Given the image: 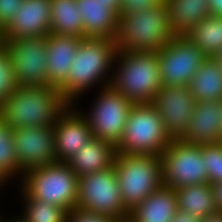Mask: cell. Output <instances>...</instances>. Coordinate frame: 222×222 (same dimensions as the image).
<instances>
[{
    "mask_svg": "<svg viewBox=\"0 0 222 222\" xmlns=\"http://www.w3.org/2000/svg\"><path fill=\"white\" fill-rule=\"evenodd\" d=\"M116 54L115 39L83 38L75 52L67 81L59 88L63 97L71 105L80 106L81 98L87 93L109 86Z\"/></svg>",
    "mask_w": 222,
    "mask_h": 222,
    "instance_id": "1",
    "label": "cell"
},
{
    "mask_svg": "<svg viewBox=\"0 0 222 222\" xmlns=\"http://www.w3.org/2000/svg\"><path fill=\"white\" fill-rule=\"evenodd\" d=\"M70 105L58 88L18 85L0 104V118L13 129L54 126Z\"/></svg>",
    "mask_w": 222,
    "mask_h": 222,
    "instance_id": "2",
    "label": "cell"
},
{
    "mask_svg": "<svg viewBox=\"0 0 222 222\" xmlns=\"http://www.w3.org/2000/svg\"><path fill=\"white\" fill-rule=\"evenodd\" d=\"M110 86L134 103H151L162 88L157 51L117 52Z\"/></svg>",
    "mask_w": 222,
    "mask_h": 222,
    "instance_id": "3",
    "label": "cell"
},
{
    "mask_svg": "<svg viewBox=\"0 0 222 222\" xmlns=\"http://www.w3.org/2000/svg\"><path fill=\"white\" fill-rule=\"evenodd\" d=\"M166 5L119 15L117 52H155L174 38Z\"/></svg>",
    "mask_w": 222,
    "mask_h": 222,
    "instance_id": "4",
    "label": "cell"
},
{
    "mask_svg": "<svg viewBox=\"0 0 222 222\" xmlns=\"http://www.w3.org/2000/svg\"><path fill=\"white\" fill-rule=\"evenodd\" d=\"M78 176L67 162H54L23 173L17 185L30 197L66 209L77 208Z\"/></svg>",
    "mask_w": 222,
    "mask_h": 222,
    "instance_id": "5",
    "label": "cell"
},
{
    "mask_svg": "<svg viewBox=\"0 0 222 222\" xmlns=\"http://www.w3.org/2000/svg\"><path fill=\"white\" fill-rule=\"evenodd\" d=\"M114 168L121 197L128 211L163 185L161 155L117 153Z\"/></svg>",
    "mask_w": 222,
    "mask_h": 222,
    "instance_id": "6",
    "label": "cell"
},
{
    "mask_svg": "<svg viewBox=\"0 0 222 222\" xmlns=\"http://www.w3.org/2000/svg\"><path fill=\"white\" fill-rule=\"evenodd\" d=\"M172 140L152 103H134L116 152L161 155Z\"/></svg>",
    "mask_w": 222,
    "mask_h": 222,
    "instance_id": "7",
    "label": "cell"
},
{
    "mask_svg": "<svg viewBox=\"0 0 222 222\" xmlns=\"http://www.w3.org/2000/svg\"><path fill=\"white\" fill-rule=\"evenodd\" d=\"M92 93L96 95L94 94L93 103L90 101L89 108L84 109L83 105L75 107L87 119L94 138L117 147L134 102L118 93L110 85Z\"/></svg>",
    "mask_w": 222,
    "mask_h": 222,
    "instance_id": "8",
    "label": "cell"
},
{
    "mask_svg": "<svg viewBox=\"0 0 222 222\" xmlns=\"http://www.w3.org/2000/svg\"><path fill=\"white\" fill-rule=\"evenodd\" d=\"M77 208L112 219L127 217L114 165L78 178Z\"/></svg>",
    "mask_w": 222,
    "mask_h": 222,
    "instance_id": "9",
    "label": "cell"
},
{
    "mask_svg": "<svg viewBox=\"0 0 222 222\" xmlns=\"http://www.w3.org/2000/svg\"><path fill=\"white\" fill-rule=\"evenodd\" d=\"M163 185L176 190L208 182L202 145L173 139L161 154Z\"/></svg>",
    "mask_w": 222,
    "mask_h": 222,
    "instance_id": "10",
    "label": "cell"
},
{
    "mask_svg": "<svg viewBox=\"0 0 222 222\" xmlns=\"http://www.w3.org/2000/svg\"><path fill=\"white\" fill-rule=\"evenodd\" d=\"M157 53L161 83L170 86H188L208 57L186 36H174Z\"/></svg>",
    "mask_w": 222,
    "mask_h": 222,
    "instance_id": "11",
    "label": "cell"
},
{
    "mask_svg": "<svg viewBox=\"0 0 222 222\" xmlns=\"http://www.w3.org/2000/svg\"><path fill=\"white\" fill-rule=\"evenodd\" d=\"M20 86L42 85L47 87L46 36L2 40Z\"/></svg>",
    "mask_w": 222,
    "mask_h": 222,
    "instance_id": "12",
    "label": "cell"
},
{
    "mask_svg": "<svg viewBox=\"0 0 222 222\" xmlns=\"http://www.w3.org/2000/svg\"><path fill=\"white\" fill-rule=\"evenodd\" d=\"M19 163V181L25 171L56 162L54 126H36L13 130Z\"/></svg>",
    "mask_w": 222,
    "mask_h": 222,
    "instance_id": "13",
    "label": "cell"
},
{
    "mask_svg": "<svg viewBox=\"0 0 222 222\" xmlns=\"http://www.w3.org/2000/svg\"><path fill=\"white\" fill-rule=\"evenodd\" d=\"M164 122L172 139H179L186 131L196 99L189 86L162 85L151 102Z\"/></svg>",
    "mask_w": 222,
    "mask_h": 222,
    "instance_id": "14",
    "label": "cell"
},
{
    "mask_svg": "<svg viewBox=\"0 0 222 222\" xmlns=\"http://www.w3.org/2000/svg\"><path fill=\"white\" fill-rule=\"evenodd\" d=\"M50 0H23L21 8L1 30L2 40L42 37L50 34Z\"/></svg>",
    "mask_w": 222,
    "mask_h": 222,
    "instance_id": "15",
    "label": "cell"
},
{
    "mask_svg": "<svg viewBox=\"0 0 222 222\" xmlns=\"http://www.w3.org/2000/svg\"><path fill=\"white\" fill-rule=\"evenodd\" d=\"M92 138L87 119L70 105L54 125L56 161H69Z\"/></svg>",
    "mask_w": 222,
    "mask_h": 222,
    "instance_id": "16",
    "label": "cell"
},
{
    "mask_svg": "<svg viewBox=\"0 0 222 222\" xmlns=\"http://www.w3.org/2000/svg\"><path fill=\"white\" fill-rule=\"evenodd\" d=\"M222 101L196 102L188 127L179 138L193 144H216L222 141Z\"/></svg>",
    "mask_w": 222,
    "mask_h": 222,
    "instance_id": "17",
    "label": "cell"
},
{
    "mask_svg": "<svg viewBox=\"0 0 222 222\" xmlns=\"http://www.w3.org/2000/svg\"><path fill=\"white\" fill-rule=\"evenodd\" d=\"M83 37L48 34L47 42V87L60 88L66 81L74 62L75 52Z\"/></svg>",
    "mask_w": 222,
    "mask_h": 222,
    "instance_id": "18",
    "label": "cell"
},
{
    "mask_svg": "<svg viewBox=\"0 0 222 222\" xmlns=\"http://www.w3.org/2000/svg\"><path fill=\"white\" fill-rule=\"evenodd\" d=\"M83 20L84 38L115 39L119 14L111 7H104L99 0H76Z\"/></svg>",
    "mask_w": 222,
    "mask_h": 222,
    "instance_id": "19",
    "label": "cell"
},
{
    "mask_svg": "<svg viewBox=\"0 0 222 222\" xmlns=\"http://www.w3.org/2000/svg\"><path fill=\"white\" fill-rule=\"evenodd\" d=\"M177 209L175 190L162 185L129 211V216L134 222H171Z\"/></svg>",
    "mask_w": 222,
    "mask_h": 222,
    "instance_id": "20",
    "label": "cell"
},
{
    "mask_svg": "<svg viewBox=\"0 0 222 222\" xmlns=\"http://www.w3.org/2000/svg\"><path fill=\"white\" fill-rule=\"evenodd\" d=\"M116 154L113 144L93 137L67 163L81 177L113 166Z\"/></svg>",
    "mask_w": 222,
    "mask_h": 222,
    "instance_id": "21",
    "label": "cell"
},
{
    "mask_svg": "<svg viewBox=\"0 0 222 222\" xmlns=\"http://www.w3.org/2000/svg\"><path fill=\"white\" fill-rule=\"evenodd\" d=\"M170 26L175 36H185L210 16L209 0H165Z\"/></svg>",
    "mask_w": 222,
    "mask_h": 222,
    "instance_id": "22",
    "label": "cell"
},
{
    "mask_svg": "<svg viewBox=\"0 0 222 222\" xmlns=\"http://www.w3.org/2000/svg\"><path fill=\"white\" fill-rule=\"evenodd\" d=\"M196 102L222 101V67L214 57H207L189 83Z\"/></svg>",
    "mask_w": 222,
    "mask_h": 222,
    "instance_id": "23",
    "label": "cell"
},
{
    "mask_svg": "<svg viewBox=\"0 0 222 222\" xmlns=\"http://www.w3.org/2000/svg\"><path fill=\"white\" fill-rule=\"evenodd\" d=\"M178 209L189 212L198 219L216 212L215 199L209 183L193 184L175 190Z\"/></svg>",
    "mask_w": 222,
    "mask_h": 222,
    "instance_id": "24",
    "label": "cell"
},
{
    "mask_svg": "<svg viewBox=\"0 0 222 222\" xmlns=\"http://www.w3.org/2000/svg\"><path fill=\"white\" fill-rule=\"evenodd\" d=\"M50 33L84 38L83 20L76 0H50Z\"/></svg>",
    "mask_w": 222,
    "mask_h": 222,
    "instance_id": "25",
    "label": "cell"
},
{
    "mask_svg": "<svg viewBox=\"0 0 222 222\" xmlns=\"http://www.w3.org/2000/svg\"><path fill=\"white\" fill-rule=\"evenodd\" d=\"M17 196L21 203L16 215L23 222H67L68 211L64 208L39 201L28 196L18 185Z\"/></svg>",
    "mask_w": 222,
    "mask_h": 222,
    "instance_id": "26",
    "label": "cell"
},
{
    "mask_svg": "<svg viewBox=\"0 0 222 222\" xmlns=\"http://www.w3.org/2000/svg\"><path fill=\"white\" fill-rule=\"evenodd\" d=\"M185 36L208 57H215L222 49V17H206Z\"/></svg>",
    "mask_w": 222,
    "mask_h": 222,
    "instance_id": "27",
    "label": "cell"
},
{
    "mask_svg": "<svg viewBox=\"0 0 222 222\" xmlns=\"http://www.w3.org/2000/svg\"><path fill=\"white\" fill-rule=\"evenodd\" d=\"M13 130L11 126L0 118V174L10 184L14 181L15 185L16 182H19V163L13 139Z\"/></svg>",
    "mask_w": 222,
    "mask_h": 222,
    "instance_id": "28",
    "label": "cell"
},
{
    "mask_svg": "<svg viewBox=\"0 0 222 222\" xmlns=\"http://www.w3.org/2000/svg\"><path fill=\"white\" fill-rule=\"evenodd\" d=\"M17 86L10 55L2 43L0 45V104L16 90Z\"/></svg>",
    "mask_w": 222,
    "mask_h": 222,
    "instance_id": "29",
    "label": "cell"
},
{
    "mask_svg": "<svg viewBox=\"0 0 222 222\" xmlns=\"http://www.w3.org/2000/svg\"><path fill=\"white\" fill-rule=\"evenodd\" d=\"M202 161L205 162L208 182H222V144H202Z\"/></svg>",
    "mask_w": 222,
    "mask_h": 222,
    "instance_id": "30",
    "label": "cell"
},
{
    "mask_svg": "<svg viewBox=\"0 0 222 222\" xmlns=\"http://www.w3.org/2000/svg\"><path fill=\"white\" fill-rule=\"evenodd\" d=\"M165 4V0H121L120 15L137 13L152 7H160Z\"/></svg>",
    "mask_w": 222,
    "mask_h": 222,
    "instance_id": "31",
    "label": "cell"
},
{
    "mask_svg": "<svg viewBox=\"0 0 222 222\" xmlns=\"http://www.w3.org/2000/svg\"><path fill=\"white\" fill-rule=\"evenodd\" d=\"M23 0H0V31L21 8Z\"/></svg>",
    "mask_w": 222,
    "mask_h": 222,
    "instance_id": "32",
    "label": "cell"
},
{
    "mask_svg": "<svg viewBox=\"0 0 222 222\" xmlns=\"http://www.w3.org/2000/svg\"><path fill=\"white\" fill-rule=\"evenodd\" d=\"M107 216L90 213L79 208H73L68 212L67 222H112Z\"/></svg>",
    "mask_w": 222,
    "mask_h": 222,
    "instance_id": "33",
    "label": "cell"
},
{
    "mask_svg": "<svg viewBox=\"0 0 222 222\" xmlns=\"http://www.w3.org/2000/svg\"><path fill=\"white\" fill-rule=\"evenodd\" d=\"M171 222H200V219L190 214L189 212L177 209Z\"/></svg>",
    "mask_w": 222,
    "mask_h": 222,
    "instance_id": "34",
    "label": "cell"
},
{
    "mask_svg": "<svg viewBox=\"0 0 222 222\" xmlns=\"http://www.w3.org/2000/svg\"><path fill=\"white\" fill-rule=\"evenodd\" d=\"M217 211H222V182L210 184Z\"/></svg>",
    "mask_w": 222,
    "mask_h": 222,
    "instance_id": "35",
    "label": "cell"
},
{
    "mask_svg": "<svg viewBox=\"0 0 222 222\" xmlns=\"http://www.w3.org/2000/svg\"><path fill=\"white\" fill-rule=\"evenodd\" d=\"M209 10L212 16L222 17V0H209Z\"/></svg>",
    "mask_w": 222,
    "mask_h": 222,
    "instance_id": "36",
    "label": "cell"
},
{
    "mask_svg": "<svg viewBox=\"0 0 222 222\" xmlns=\"http://www.w3.org/2000/svg\"><path fill=\"white\" fill-rule=\"evenodd\" d=\"M200 222H222V211H216L214 213L208 214Z\"/></svg>",
    "mask_w": 222,
    "mask_h": 222,
    "instance_id": "37",
    "label": "cell"
},
{
    "mask_svg": "<svg viewBox=\"0 0 222 222\" xmlns=\"http://www.w3.org/2000/svg\"><path fill=\"white\" fill-rule=\"evenodd\" d=\"M104 4V7L113 8L120 15L121 0H99Z\"/></svg>",
    "mask_w": 222,
    "mask_h": 222,
    "instance_id": "38",
    "label": "cell"
},
{
    "mask_svg": "<svg viewBox=\"0 0 222 222\" xmlns=\"http://www.w3.org/2000/svg\"><path fill=\"white\" fill-rule=\"evenodd\" d=\"M0 222H23L21 219H19L16 215H13L11 217H7V215L5 216L4 214H6L5 212L4 213H1L0 211Z\"/></svg>",
    "mask_w": 222,
    "mask_h": 222,
    "instance_id": "39",
    "label": "cell"
},
{
    "mask_svg": "<svg viewBox=\"0 0 222 222\" xmlns=\"http://www.w3.org/2000/svg\"><path fill=\"white\" fill-rule=\"evenodd\" d=\"M112 222H134L133 219L128 215L127 217L113 219Z\"/></svg>",
    "mask_w": 222,
    "mask_h": 222,
    "instance_id": "40",
    "label": "cell"
},
{
    "mask_svg": "<svg viewBox=\"0 0 222 222\" xmlns=\"http://www.w3.org/2000/svg\"><path fill=\"white\" fill-rule=\"evenodd\" d=\"M9 183L3 178V176L0 174V192L2 190H5Z\"/></svg>",
    "mask_w": 222,
    "mask_h": 222,
    "instance_id": "41",
    "label": "cell"
},
{
    "mask_svg": "<svg viewBox=\"0 0 222 222\" xmlns=\"http://www.w3.org/2000/svg\"><path fill=\"white\" fill-rule=\"evenodd\" d=\"M214 58L220 63L222 67V49L215 55Z\"/></svg>",
    "mask_w": 222,
    "mask_h": 222,
    "instance_id": "42",
    "label": "cell"
},
{
    "mask_svg": "<svg viewBox=\"0 0 222 222\" xmlns=\"http://www.w3.org/2000/svg\"><path fill=\"white\" fill-rule=\"evenodd\" d=\"M2 44V37H1V31H0V45Z\"/></svg>",
    "mask_w": 222,
    "mask_h": 222,
    "instance_id": "43",
    "label": "cell"
}]
</instances>
